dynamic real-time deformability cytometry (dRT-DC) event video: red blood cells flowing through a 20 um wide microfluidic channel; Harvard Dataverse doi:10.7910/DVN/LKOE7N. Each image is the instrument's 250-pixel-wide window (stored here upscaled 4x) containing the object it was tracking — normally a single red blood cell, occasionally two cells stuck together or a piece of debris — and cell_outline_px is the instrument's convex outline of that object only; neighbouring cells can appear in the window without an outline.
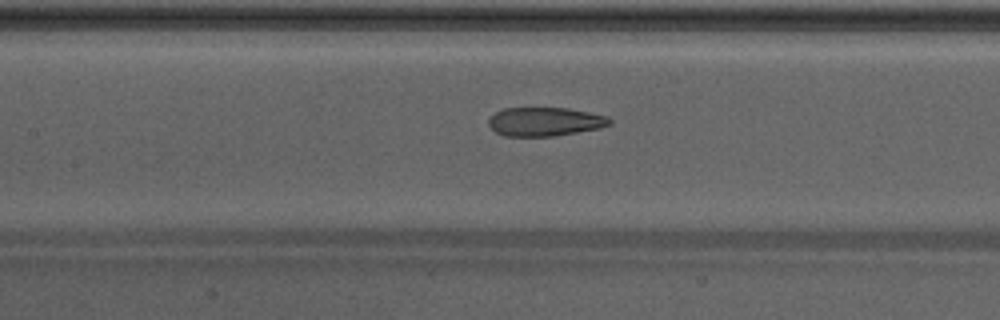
{"species": "Egyptian fruit bat (a non-hibernating species)", "species_latin": "Rousettus aegyptiacus", "temperature_condition": "warm", "stored_images_in_passage": 31, "camera_frame_rate_fps": 3000, "um_per_image_px": 0.085, "animal": {"sex": "male"}, "frame": {"image": 1, "passage_image": 10, "time_ms": 3.0, "image_size_px": [1000, 320], "cell_outline_px": [[612, 124], [600, 128], [552, 136], [504, 136], [496, 132], [488, 124], [488, 120], [496, 112], [504, 108], [568, 108], [608, 116], [612, 120]], "centroid_in_image_um": [46.33, 10.34], "position_along_channel_um": 161.1, "area_um2": 20.23}}
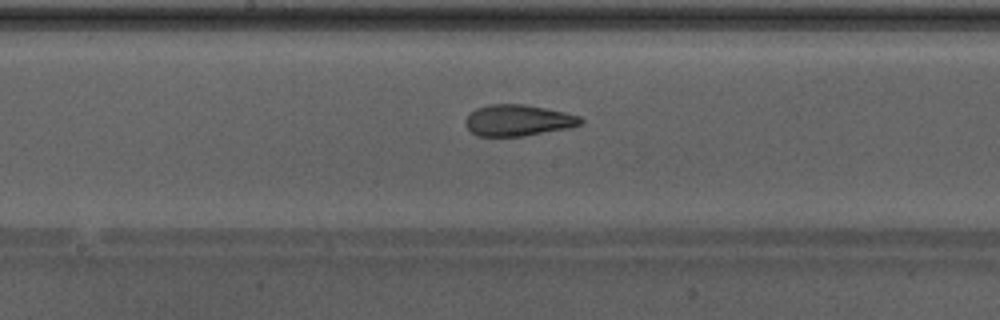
{"frame": {"image": 2, "passage_image": 13, "time_ms": 4.0, "image_size_px": [1000, 320], "cell_outline_px": [[584, 124], [568, 128], [524, 136], [476, 136], [464, 124], [464, 120], [476, 108], [488, 104], [524, 104], [564, 112], [580, 116], [584, 120]], "centroid_in_image_um": [44.04, 10.23], "position_along_channel_um": 204.2, "area_um2": 21.04}}
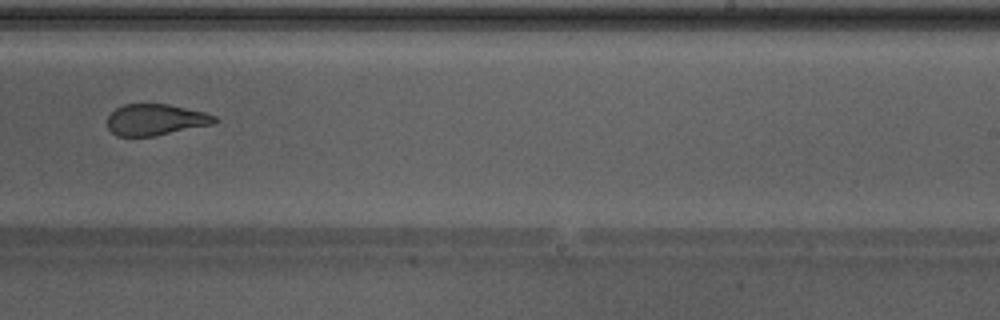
{"frame": {"image": 3, "passage_image": 18, "time_ms": 5.667, "image_size_px": [1000, 320], "cell_outline_px": [[216, 124], [156, 136], [116, 136], [108, 128], [108, 116], [116, 108], [124, 104], [168, 104], [204, 112], [216, 116]], "centroid_in_image_um": [13.25, 10.18], "position_along_channel_um": 275.8, "area_um2": 19.65}}